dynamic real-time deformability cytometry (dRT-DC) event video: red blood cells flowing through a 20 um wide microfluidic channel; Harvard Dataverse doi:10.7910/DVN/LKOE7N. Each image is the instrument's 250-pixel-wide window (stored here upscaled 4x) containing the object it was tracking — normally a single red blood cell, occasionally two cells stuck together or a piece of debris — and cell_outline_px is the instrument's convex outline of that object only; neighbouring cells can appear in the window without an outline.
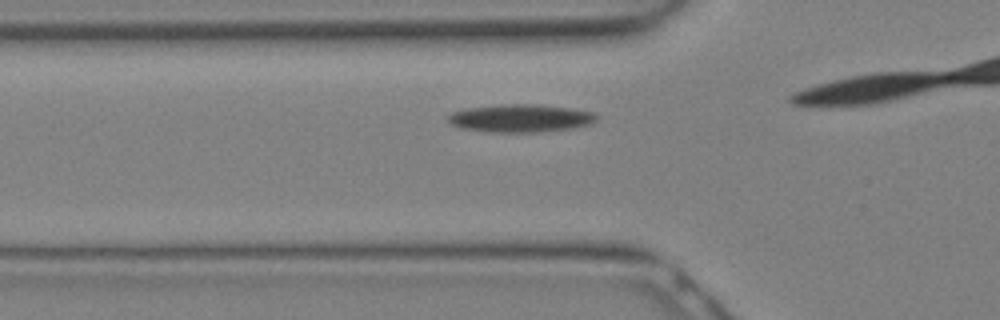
{"species": "Egyptian fruit bat (a non-hibernating species)", "species_latin": "Rousettus aegyptiacus", "temperature_condition": "warm", "stored_images_in_passage": 6, "camera_frame_rate_fps": 3000, "um_per_image_px": 0.085, "animal": {"sex": "female"}, "frame": {"image": 1, "passage_image": 3, "time_ms": 0.667, "image_size_px": [1000, 320], "cell_outline_px": [[596, 120], [588, 124], [576, 128], [540, 132], [484, 132], [460, 128], [452, 124], [448, 120], [448, 116], [452, 112], [468, 108], [504, 104], [536, 104], [572, 108], [592, 112], [596, 116]], "centroid_in_image_um": [44.23, 10.06], "position_along_channel_um": 81.6, "area_um2": 24.16}}
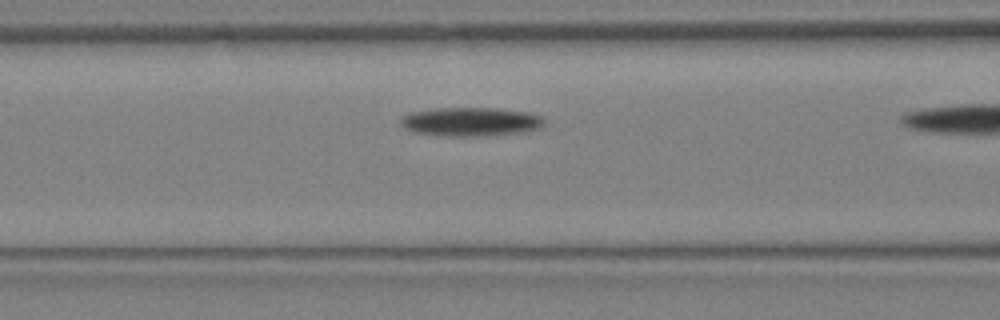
{"frame": {"image": 2, "passage_image": 5, "time_ms": 1.333, "image_size_px": [1000, 320], "cell_outline_px": [[544, 124], [540, 128], [528, 132], [484, 136], [448, 136], [412, 132], [404, 128], [400, 124], [400, 116], [408, 112], [436, 108], [496, 108], [528, 112], [540, 116], [544, 120]], "centroid_in_image_um": [39.98, 10.35], "position_along_channel_um": 126.6, "area_um2": 24.51}}